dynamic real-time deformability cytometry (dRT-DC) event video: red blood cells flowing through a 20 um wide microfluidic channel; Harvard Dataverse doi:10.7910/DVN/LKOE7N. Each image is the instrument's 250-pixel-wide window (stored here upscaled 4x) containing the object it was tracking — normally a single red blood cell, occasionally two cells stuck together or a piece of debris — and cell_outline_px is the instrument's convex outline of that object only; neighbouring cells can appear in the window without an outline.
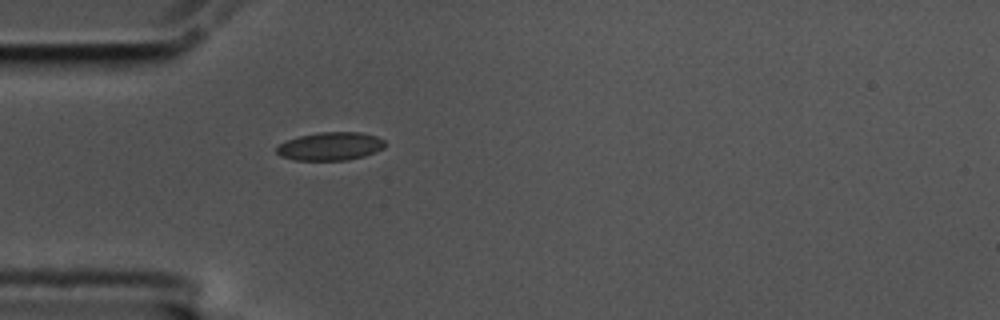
{"species": "common noctule bat (a hibernating species)", "species_latin": "Nyctalus noctula", "temperature_condition": "cold", "stored_images_in_passage": 42, "camera_frame_rate_fps": 3000, "um_per_image_px": 0.085, "animal": {"sex": "male", "body_mass_g": 17.5, "forearm_length_mm": 52.3}, "frame": {"image": 1, "passage_image": 1, "time_ms": 0.0, "image_size_px": [1000, 320], "cell_outline_px": [[388, 144], [384, 148], [364, 156], [348, 160], [296, 160], [280, 156], [276, 152], [276, 148], [280, 144], [288, 140], [300, 136], [320, 132], [360, 132], [376, 136], [384, 140]], "centroid_in_image_um": [28.11, 12.43], "position_along_channel_um": 56.9, "area_um2": 17.8}}
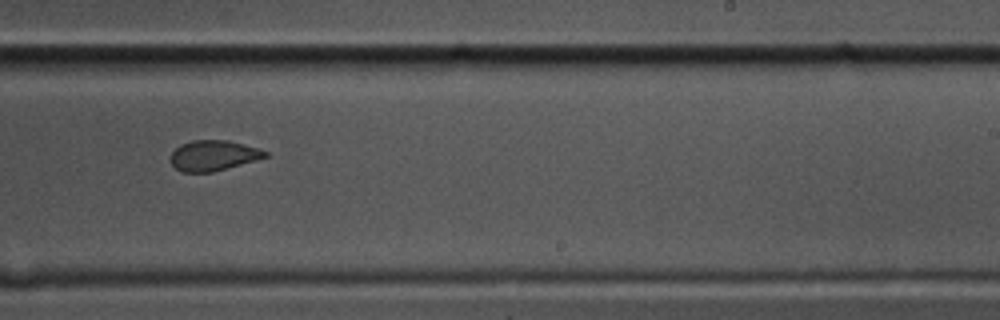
{"frame": {"image": 2, "passage_image": 20, "time_ms": 6.333, "image_size_px": [1000, 320], "cell_outline_px": [[268, 156], [212, 172], [184, 172], [176, 168], [168, 160], [172, 152], [180, 144], [192, 140], [228, 140], [260, 148], [268, 152]], "centroid_in_image_um": [18.11, 13.2], "position_along_channel_um": 270.9, "area_um2": 16.7}}
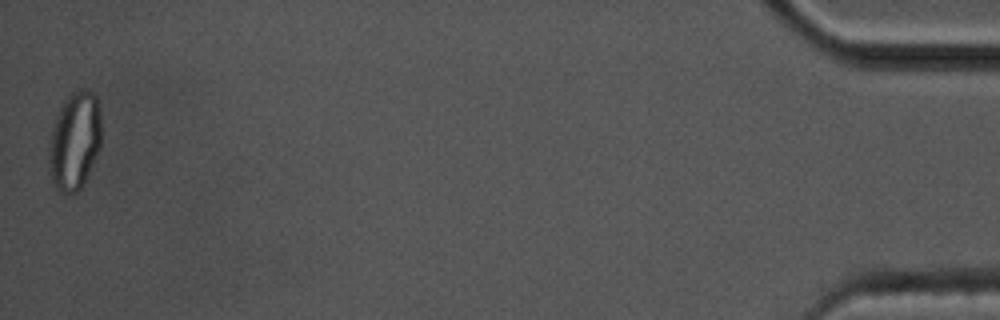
{"frame": {"image": 3, "passage_image": 42, "time_ms": 13.667, "image_size_px": [1000, 320], "cell_outline_px": [[100, 148], [80, 188], [76, 192], [60, 192], [52, 184], [48, 172], [48, 160], [52, 128], [56, 116], [60, 108], [68, 96], [72, 92], [80, 88], [84, 88], [92, 92], [96, 96], [100, 116]], "centroid_in_image_um": [6.32, 11.97], "position_along_channel_um": 428.9, "area_um2": 29.71}, "authors_computed_cell_mechanics": {"area_um2": 17.8024, "velocity_mm_per_s": 3.4474, "shape_relaxation_time_tau1_ms": 5.8231, "shape_relaxation_time_tau2_ms": 1.4379, "deformation_change_tau1": 0.1431, "deformation_change_tau2": 0.0566}}